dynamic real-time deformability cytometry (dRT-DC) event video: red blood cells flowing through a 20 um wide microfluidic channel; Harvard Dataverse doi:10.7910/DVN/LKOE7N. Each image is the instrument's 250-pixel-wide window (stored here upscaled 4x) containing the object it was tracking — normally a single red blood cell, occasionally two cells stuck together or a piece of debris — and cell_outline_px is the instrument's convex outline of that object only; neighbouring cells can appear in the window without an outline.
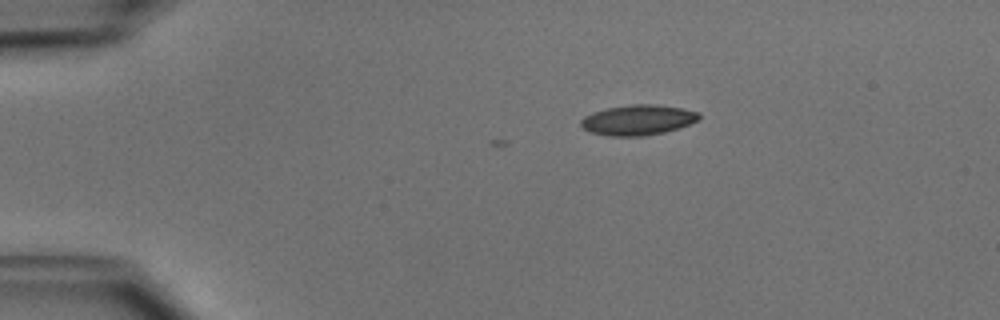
{"species": "common noctule bat (a hibernating species)", "species_latin": "Nyctalus noctula", "temperature_condition": "cold", "stored_images_in_passage": 3, "camera_frame_rate_fps": 3000, "um_per_image_px": 0.085, "animal": {"sex": "male", "body_mass_g": 15.6}, "frame": {"image": 1, "passage_image": 1, "time_ms": 0.0, "image_size_px": [1000, 320], "cell_outline_px": [[700, 116], [696, 120], [688, 124], [664, 132], [640, 136], [608, 136], [588, 132], [580, 124], [580, 120], [584, 116], [592, 112], [608, 108], [632, 104], [656, 104], [684, 108], [700, 112]], "centroid_in_image_um": [54.19, 10.19], "position_along_channel_um": 30.8, "area_um2": 20.81}}